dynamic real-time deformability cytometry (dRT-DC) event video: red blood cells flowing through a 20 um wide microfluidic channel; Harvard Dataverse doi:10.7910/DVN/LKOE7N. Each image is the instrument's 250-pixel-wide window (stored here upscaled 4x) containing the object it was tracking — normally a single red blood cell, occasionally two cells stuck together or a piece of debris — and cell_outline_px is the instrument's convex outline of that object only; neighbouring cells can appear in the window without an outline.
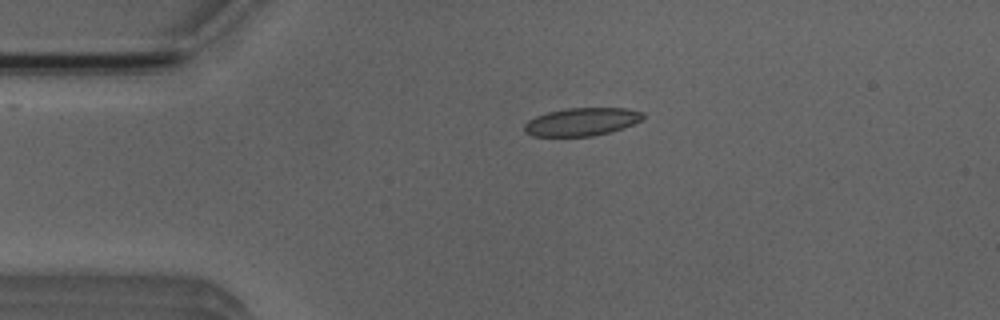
{"species": "Egyptian fruit bat (a non-hibernating species)", "species_latin": "Rousettus aegyptiacus", "temperature_condition": "room temperature", "stored_images_in_passage": 4, "camera_frame_rate_fps": 3000, "um_per_image_px": 0.085, "animal": {"sex": "male"}, "frame": {"image": 1, "passage_image": 4, "time_ms": 3.667, "image_size_px": [1000, 320], "cell_outline_px": [[644, 116], [640, 120], [624, 128], [612, 132], [592, 136], [532, 136], [524, 132], [524, 124], [528, 120], [536, 116], [548, 112], [568, 108], [624, 108], [644, 112]], "centroid_in_image_um": [49.44, 10.36], "position_along_channel_um": 35.6, "area_um2": 19.36}}